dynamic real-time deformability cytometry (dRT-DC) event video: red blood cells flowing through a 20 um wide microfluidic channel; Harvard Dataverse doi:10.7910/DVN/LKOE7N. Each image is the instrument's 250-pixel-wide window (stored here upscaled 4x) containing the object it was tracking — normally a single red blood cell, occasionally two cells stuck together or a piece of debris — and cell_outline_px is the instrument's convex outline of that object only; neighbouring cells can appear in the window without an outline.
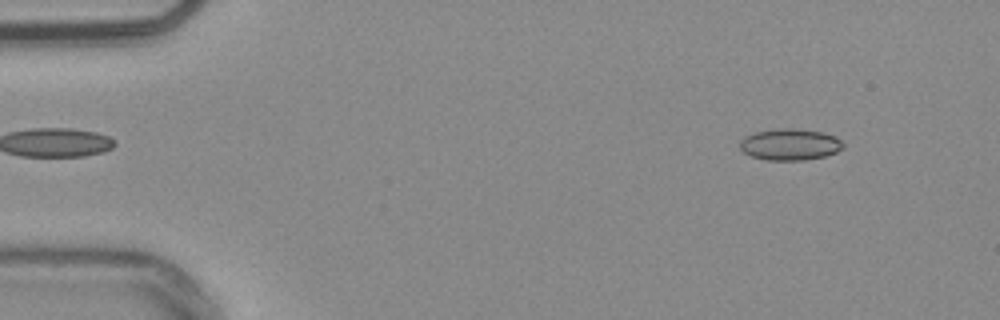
{"species": "common noctule bat (a hibernating species)", "species_latin": "Nyctalus noctula", "temperature_condition": "warm", "stored_images_in_passage": 54, "camera_frame_rate_fps": 3000, "um_per_image_px": 0.085, "animal": {"sex": "male", "body_mass_g": 20.4}, "frame": {"image": 1, "passage_image": 6, "time_ms": 1.667, "image_size_px": [1000, 320], "cell_outline_px": [[844, 148], [836, 152], [824, 156], [804, 160], [764, 160], [752, 156], [744, 152], [740, 148], [740, 140], [744, 136], [756, 132], [780, 128], [792, 128], [820, 132], [836, 136], [844, 144]], "centroid_in_image_um": [67.14, 12.28], "position_along_channel_um": 17.9, "area_um2": 18.9}}
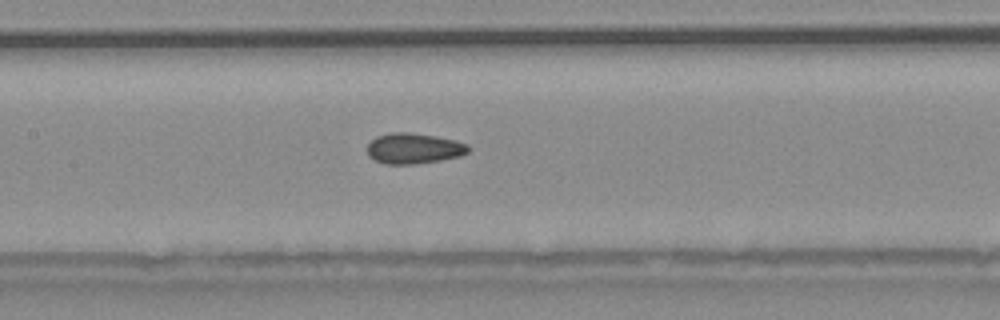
{"frame": {"image": 2, "passage_image": 26, "time_ms": 8.333, "image_size_px": [1000, 320], "cell_outline_px": [[468, 152], [460, 156], [440, 160], [412, 164], [384, 164], [368, 156], [368, 144], [376, 136], [388, 132], [408, 132], [436, 136], [468, 144]], "centroid_in_image_um": [35.14, 12.61], "position_along_channel_um": 172.3, "area_um2": 17.92}}
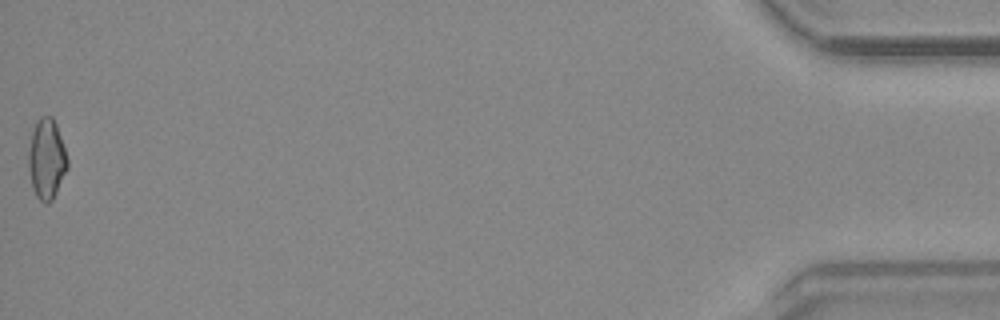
{"frame": {"image": 3, "passage_image": 54, "time_ms": 17.667, "image_size_px": [1000, 320], "cell_outline_px": [[68, 168], [52, 200], [48, 204], [44, 204], [36, 196], [32, 188], [28, 168], [28, 152], [32, 128], [36, 120], [40, 116], [52, 116], [56, 124], [68, 160]], "centroid_in_image_um": [3.94, 13.51], "position_along_channel_um": 431.3, "area_um2": 18.38}, "authors_computed_cell_mechanics": {"area_um2": 17.8602, "velocity_mm_per_s": 3.8297, "shape_relaxation_time_tau1_ms": null, "shape_relaxation_time_tau2_ms": 1.6868, "deformation_change_tau1": null, "deformation_change_tau2": 0.0678}}